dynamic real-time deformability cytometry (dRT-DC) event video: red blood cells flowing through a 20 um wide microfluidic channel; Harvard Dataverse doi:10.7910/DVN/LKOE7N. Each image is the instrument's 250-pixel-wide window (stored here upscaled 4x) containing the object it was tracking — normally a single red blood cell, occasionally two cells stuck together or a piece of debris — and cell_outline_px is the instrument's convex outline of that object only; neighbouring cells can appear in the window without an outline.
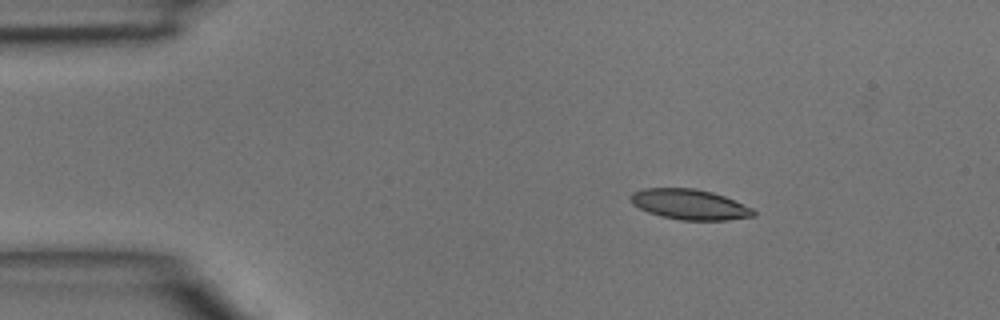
{"species": "common noctule bat (a hibernating species)", "species_latin": "Nyctalus noctula", "temperature_condition": "room temperature", "stored_images_in_passage": 4, "camera_frame_rate_fps": 3000, "um_per_image_px": 0.085, "animal": {"sex": "male", "body_mass_g": 15.6}, "frame": {"image": 1, "passage_image": 2, "time_ms": 0.333, "image_size_px": [1000, 320], "cell_outline_px": [[756, 216], [728, 220], [680, 220], [660, 216], [648, 212], [632, 204], [632, 192], [644, 188], [696, 188], [712, 192], [724, 196], [752, 208], [756, 212]], "centroid_in_image_um": [58.64, 17.38], "position_along_channel_um": 26.4, "area_um2": 21.68}}
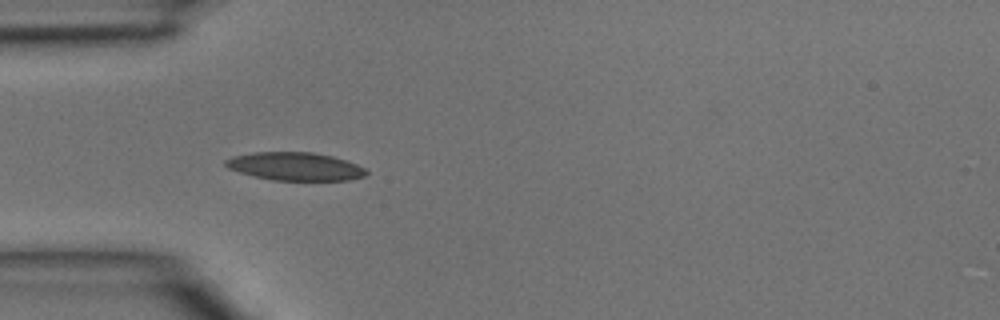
{"frame": {"image": 2, "passage_image": 3, "time_ms": 0.667, "image_size_px": [1000, 320], "cell_outline_px": [[368, 172], [364, 176], [348, 180], [272, 180], [240, 172], [228, 168], [224, 164], [224, 160], [232, 156], [252, 152], [312, 152], [332, 156], [356, 164], [364, 168]], "centroid_in_image_um": [25.06, 14.14], "position_along_channel_um": 59.9, "area_um2": 22.89}}